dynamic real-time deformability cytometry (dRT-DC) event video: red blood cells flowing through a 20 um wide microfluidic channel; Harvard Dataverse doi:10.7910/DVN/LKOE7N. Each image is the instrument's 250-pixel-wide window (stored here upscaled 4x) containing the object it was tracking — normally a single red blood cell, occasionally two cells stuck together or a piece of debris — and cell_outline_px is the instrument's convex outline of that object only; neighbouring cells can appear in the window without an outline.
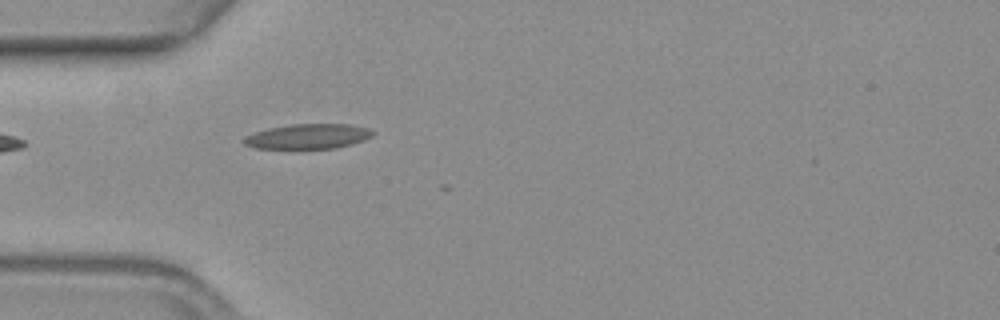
{"species": "common noctule bat (a hibernating species)", "species_latin": "Nyctalus noctula", "temperature_condition": "warm", "stored_images_in_passage": 4, "camera_frame_rate_fps": 3000, "um_per_image_px": 0.085, "animal": {"sex": "female", "body_mass_g": 19.3, "forearm_length_mm": 54.1}, "frame": {"image": 1, "passage_image": 2, "time_ms": 0.333, "image_size_px": [1000, 320], "cell_outline_px": [[376, 132], [372, 136], [364, 140], [336, 148], [256, 148], [244, 144], [244, 136], [252, 132], [268, 128], [292, 124], [348, 124], [368, 128]], "centroid_in_image_um": [26.18, 11.58], "position_along_channel_um": 58.8, "area_um2": 18.67}}